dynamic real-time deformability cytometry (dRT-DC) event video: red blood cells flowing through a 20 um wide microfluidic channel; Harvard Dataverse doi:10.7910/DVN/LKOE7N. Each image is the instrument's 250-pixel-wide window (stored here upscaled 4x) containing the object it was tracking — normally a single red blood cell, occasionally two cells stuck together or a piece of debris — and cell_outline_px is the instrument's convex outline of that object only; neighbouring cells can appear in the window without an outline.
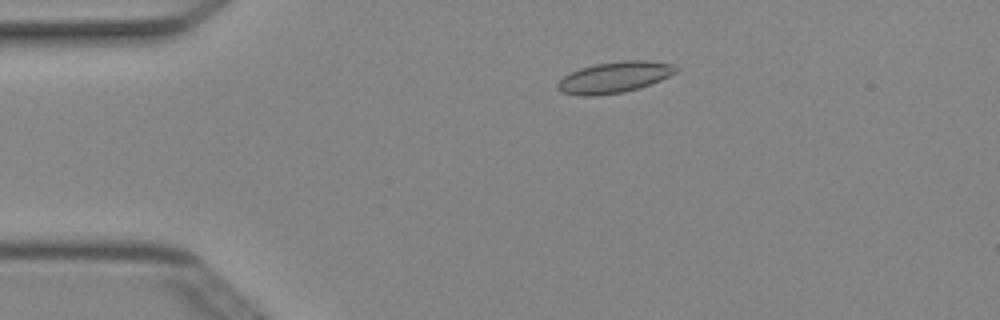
{"species": "Egyptian fruit bat (a non-hibernating species)", "species_latin": "Rousettus aegyptiacus", "temperature_condition": "cold", "stored_images_in_passage": 2, "camera_frame_rate_fps": 3000, "um_per_image_px": 0.085, "animal": {"sex": "female"}, "frame": {"image": 1, "passage_image": 1, "time_ms": 0.0, "image_size_px": [1000, 320], "cell_outline_px": [[676, 72], [660, 80], [624, 92], [596, 96], [580, 96], [564, 92], [556, 88], [556, 84], [564, 76], [580, 68], [596, 64], [620, 60], [648, 60], [672, 64], [676, 68]], "centroid_in_image_um": [52.19, 6.56], "position_along_channel_um": 32.8, "area_um2": 21.21}}